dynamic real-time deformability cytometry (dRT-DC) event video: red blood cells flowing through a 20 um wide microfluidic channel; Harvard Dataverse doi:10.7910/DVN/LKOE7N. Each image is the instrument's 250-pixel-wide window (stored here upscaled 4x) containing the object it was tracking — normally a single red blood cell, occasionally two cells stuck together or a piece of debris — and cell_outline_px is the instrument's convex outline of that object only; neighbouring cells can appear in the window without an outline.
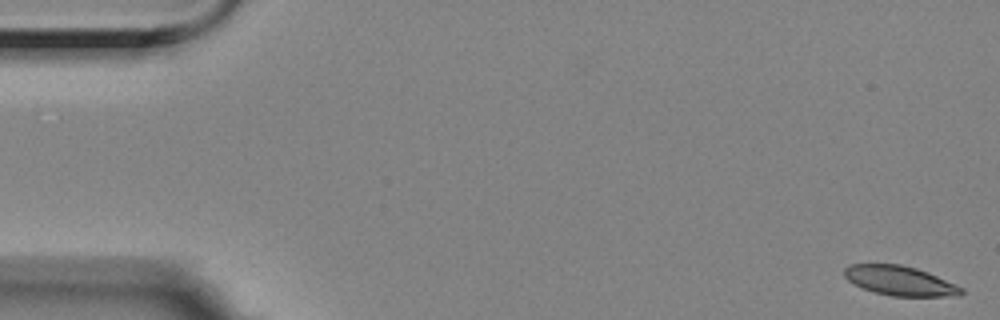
{"species": "Egyptian fruit bat (a non-hibernating species)", "species_latin": "Rousettus aegyptiacus", "temperature_condition": "room temperature", "stored_images_in_passage": 16, "camera_frame_rate_fps": 3000, "um_per_image_px": 0.085, "animal": {"sex": "female"}, "frame": {"image": 1, "passage_image": 1, "time_ms": 0.0, "image_size_px": [1000, 320], "cell_outline_px": [[964, 292], [960, 296], [892, 296], [876, 292], [864, 288], [848, 280], [844, 276], [844, 268], [848, 264], [900, 264], [916, 268], [928, 272], [964, 288]], "centroid_in_image_um": [76.51, 23.86], "position_along_channel_um": 8.5, "area_um2": 20.06}}